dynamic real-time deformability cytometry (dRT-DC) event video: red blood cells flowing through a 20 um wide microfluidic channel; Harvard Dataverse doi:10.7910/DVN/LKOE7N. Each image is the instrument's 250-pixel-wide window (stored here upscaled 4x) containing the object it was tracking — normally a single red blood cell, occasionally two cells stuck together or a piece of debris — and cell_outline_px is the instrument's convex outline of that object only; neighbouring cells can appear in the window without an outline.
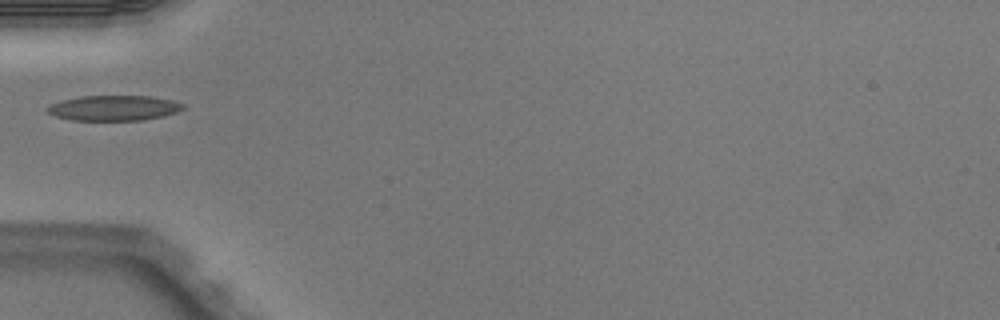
{"species": "Egyptian fruit bat (a non-hibernating species)", "species_latin": "Rousettus aegyptiacus", "temperature_condition": "warm", "stored_images_in_passage": 2, "camera_frame_rate_fps": 3000, "um_per_image_px": 0.085, "animal": {"sex": "male"}, "frame": {"image": 1, "passage_image": 1, "time_ms": 0.0, "image_size_px": [1000, 320], "cell_outline_px": [[184, 108], [176, 112], [160, 116], [140, 120], [72, 120], [56, 116], [48, 112], [44, 108], [48, 104], [80, 96], [148, 96], [172, 100], [184, 104]], "centroid_in_image_um": [9.63, 9.17], "position_along_channel_um": 75.4, "area_um2": 19.77}}
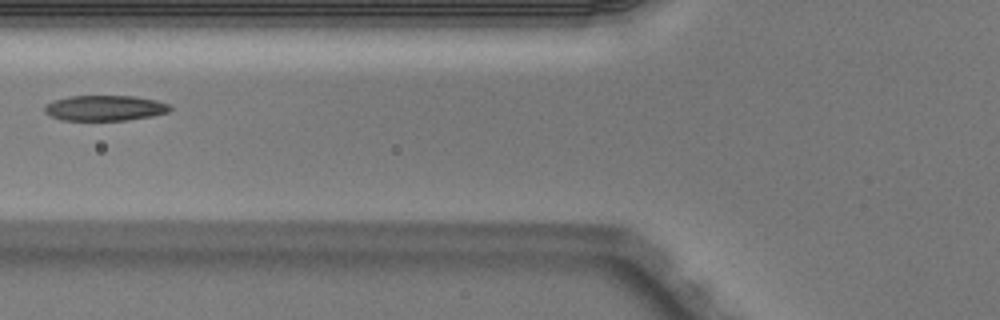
{"frame": {"image": 2, "passage_image": 2, "time_ms": 0.333, "image_size_px": [1000, 320], "cell_outline_px": [[172, 108], [168, 112], [152, 116], [128, 120], [64, 120], [48, 116], [44, 112], [44, 104], [68, 96], [136, 96], [156, 100], [168, 104]], "centroid_in_image_um": [8.89, 9.18], "position_along_channel_um": 116.9, "area_um2": 18.67}}